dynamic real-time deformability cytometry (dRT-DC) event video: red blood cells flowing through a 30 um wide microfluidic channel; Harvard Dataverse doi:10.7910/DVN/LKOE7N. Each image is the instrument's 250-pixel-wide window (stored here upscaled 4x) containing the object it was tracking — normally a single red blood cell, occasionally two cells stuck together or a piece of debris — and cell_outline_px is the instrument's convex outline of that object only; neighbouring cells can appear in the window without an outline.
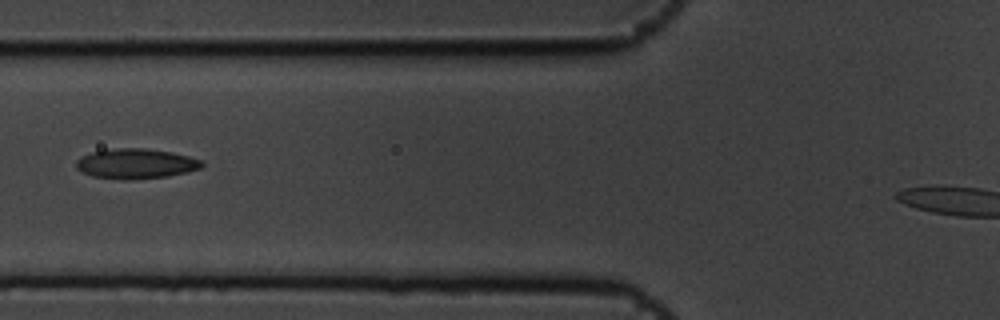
{"species": "common noctule bat (a hibernating species)", "species_latin": "Nyctalus noctula", "temperature_condition": "cold", "stored_images_in_passage": 10, "segment_of_instrument_passage": [1, 2], "camera_frame_rate_fps": 3000, "um_per_image_px": 0.085, "animal": {"sex": "male", "body_mass_g": 19.5, "forearm_length_mm": 54.6}, "frame": {"image": 1, "passage_image": 6, "time_ms": 1.667, "image_size_px": [1000, 320], "cell_outline_px": [[204, 164], [200, 168], [188, 172], [168, 176], [128, 180], [124, 180], [92, 176], [76, 168], [76, 160], [80, 156], [92, 152], [116, 148], [144, 148], [172, 152], [204, 160]], "centroid_in_image_um": [11.57, 13.91], "position_along_channel_um": 114.2, "area_um2": 22.08}}
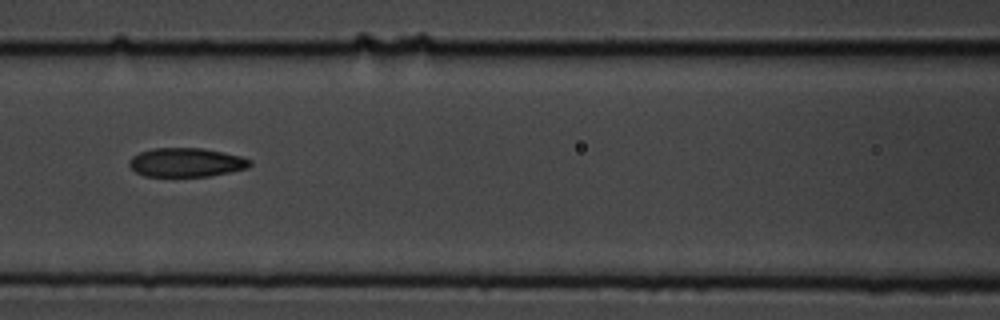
{"frame": {"image": 2, "passage_image": 7, "time_ms": 2.0, "image_size_px": [1000, 320], "cell_outline_px": [[252, 164], [248, 168], [208, 176], [144, 176], [136, 172], [128, 164], [128, 160], [132, 156], [140, 152], [152, 148], [200, 148], [224, 152], [240, 156], [252, 160]], "centroid_in_image_um": [15.82, 13.8], "position_along_channel_um": 150.8, "area_um2": 20.35}}
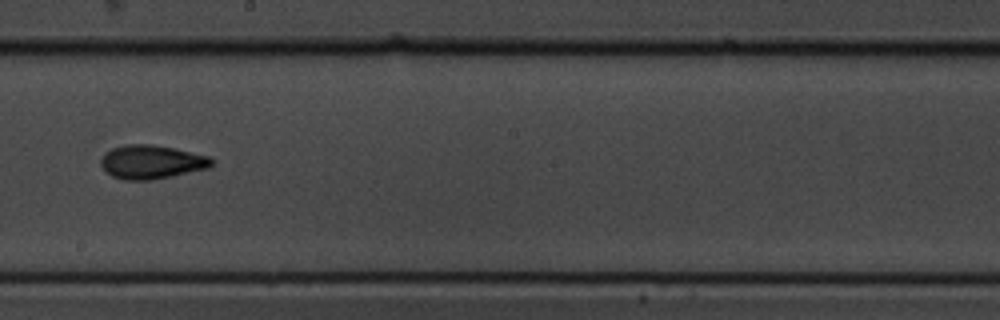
{"frame": {"image": 3, "passage_image": 9, "time_ms": 2.667, "image_size_px": [1000, 320], "cell_outline_px": [[212, 164], [208, 168], [172, 176], [152, 180], [124, 180], [112, 176], [104, 172], [100, 164], [100, 160], [104, 152], [112, 148], [128, 144], [152, 144], [172, 148], [208, 156], [212, 160]], "centroid_in_image_um": [12.81, 13.77], "position_along_channel_um": 235.4, "area_um2": 21.79}}